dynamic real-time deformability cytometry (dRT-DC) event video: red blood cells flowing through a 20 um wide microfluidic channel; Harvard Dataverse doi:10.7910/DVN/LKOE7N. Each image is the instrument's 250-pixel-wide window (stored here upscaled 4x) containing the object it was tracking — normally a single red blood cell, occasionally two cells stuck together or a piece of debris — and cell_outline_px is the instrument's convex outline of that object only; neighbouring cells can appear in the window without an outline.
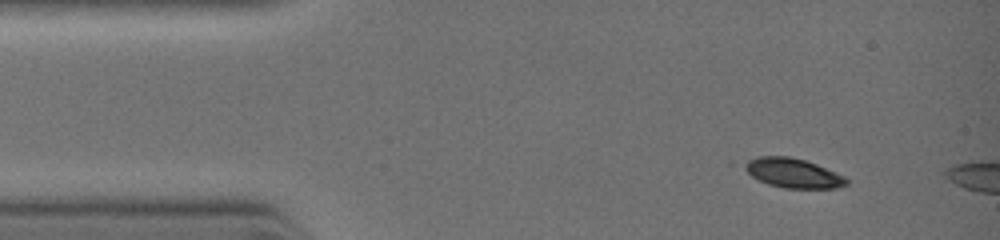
{"species": "common noctule bat (a hibernating species)", "species_latin": "Nyctalus noctula", "temperature_condition": "warm", "stored_images_in_passage": 2, "camera_frame_rate_fps": 3000, "um_per_image_px": 0.085, "animal": {"sex": "female", "body_mass_g": 19.0, "forearm_length_mm": 51.5}, "frame": {"image": 1, "passage_image": 1, "time_ms": 0.0, "image_size_px": [1000, 240], "cell_outline_px": [[848, 184], [836, 188], [784, 188], [768, 184], [752, 176], [744, 168], [748, 160], [760, 156], [788, 156], [804, 160], [816, 164], [844, 176], [848, 180]], "centroid_in_image_um": [67.43, 14.71], "position_along_channel_um": 17.6, "area_um2": 17.17}}